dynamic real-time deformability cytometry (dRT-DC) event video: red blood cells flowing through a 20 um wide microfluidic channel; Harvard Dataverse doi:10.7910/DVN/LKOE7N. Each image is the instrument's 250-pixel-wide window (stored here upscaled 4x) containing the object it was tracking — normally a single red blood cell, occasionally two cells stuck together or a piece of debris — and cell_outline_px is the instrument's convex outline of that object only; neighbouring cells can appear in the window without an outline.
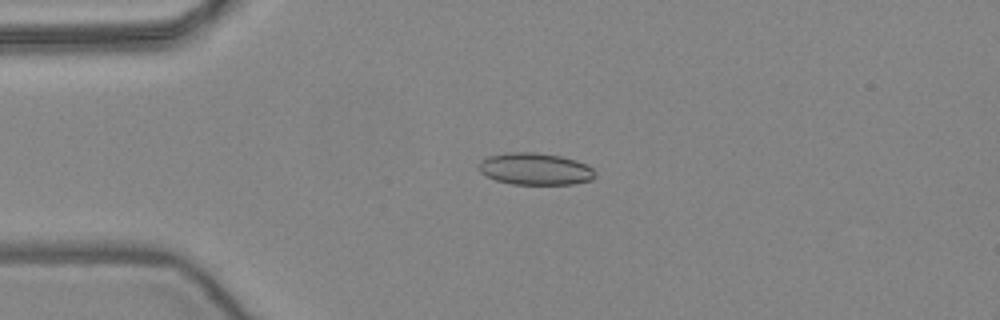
{"species": "common noctule bat (a hibernating species)", "species_latin": "Nyctalus noctula", "temperature_condition": "warm", "stored_images_in_passage": 53, "camera_frame_rate_fps": 3000, "um_per_image_px": 0.085, "animal": {"sex": "female", "body_mass_g": 24.6, "forearm_length_mm": 56.2}, "frame": {"image": 1, "passage_image": 13, "time_ms": 4.0, "image_size_px": [1000, 320], "cell_outline_px": [[596, 176], [592, 180], [572, 184], [512, 184], [496, 180], [480, 172], [476, 164], [480, 160], [488, 156], [504, 152], [536, 152], [560, 156], [576, 160], [592, 168], [596, 172]], "centroid_in_image_um": [45.46, 14.35], "position_along_channel_um": 39.5, "area_um2": 21.85}}
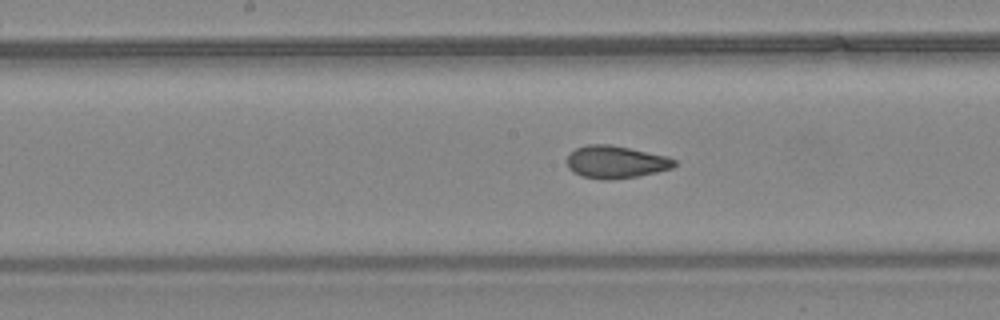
{"frame": {"image": 2, "passage_image": 27, "time_ms": 8.667, "image_size_px": [1000, 320], "cell_outline_px": [[676, 164], [672, 168], [656, 172], [636, 176], [612, 180], [600, 180], [584, 176], [572, 172], [568, 168], [568, 156], [576, 148], [588, 144], [612, 144], [668, 156], [676, 160]], "centroid_in_image_um": [52.35, 13.76], "position_along_channel_um": 195.8, "area_um2": 20.4}}
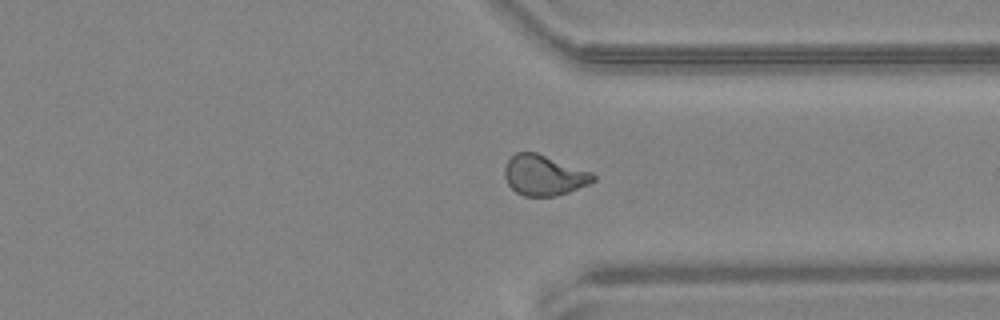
{"frame": {"image": 3, "passage_image": 40, "time_ms": 13.0, "image_size_px": [1000, 320], "cell_outline_px": [[596, 180], [588, 184], [568, 192], [556, 196], [524, 196], [516, 192], [508, 184], [504, 176], [504, 168], [508, 160], [516, 152], [536, 152], [592, 172], [596, 176]], "centroid_in_image_um": [46.23, 14.9], "position_along_channel_um": 365.2, "area_um2": 20.81}, "authors_computed_cell_mechanics": {"area_um2": 20.808, "velocity_mm_per_s": 3.9365, "shape_relaxation_time_tau1_ms": null, "shape_relaxation_time_tau2_ms": 1.4102, "deformation_change_tau1": null, "deformation_change_tau2": 0.0595}}